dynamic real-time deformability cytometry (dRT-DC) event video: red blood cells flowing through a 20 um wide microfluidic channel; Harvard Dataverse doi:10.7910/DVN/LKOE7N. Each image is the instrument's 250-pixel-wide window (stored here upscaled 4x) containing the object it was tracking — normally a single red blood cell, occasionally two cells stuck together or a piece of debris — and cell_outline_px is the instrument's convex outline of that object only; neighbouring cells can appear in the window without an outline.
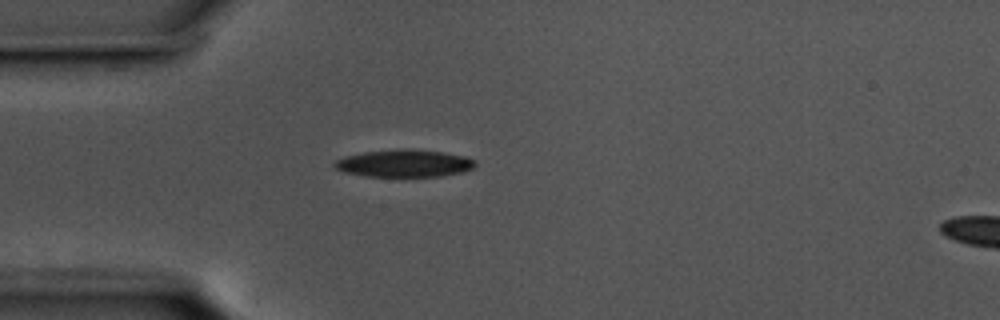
{"species": "common noctule bat (a hibernating species)", "species_latin": "Nyctalus noctula", "temperature_condition": "cold", "stored_images_in_passage": 37, "camera_frame_rate_fps": 3000, "um_per_image_px": 0.085, "animal": {"sex": "male", "body_mass_g": 17.5, "forearm_length_mm": 52.3}, "frame": {"image": 1, "passage_image": 1, "time_ms": 0.0, "image_size_px": [1000, 320], "cell_outline_px": [[476, 164], [472, 168], [460, 172], [440, 176], [364, 176], [344, 172], [336, 168], [332, 164], [336, 160], [344, 156], [364, 152], [412, 148], [444, 152], [464, 156], [476, 160]], "centroid_in_image_um": [34.35, 13.87], "position_along_channel_um": 50.7, "area_um2": 22.37}}
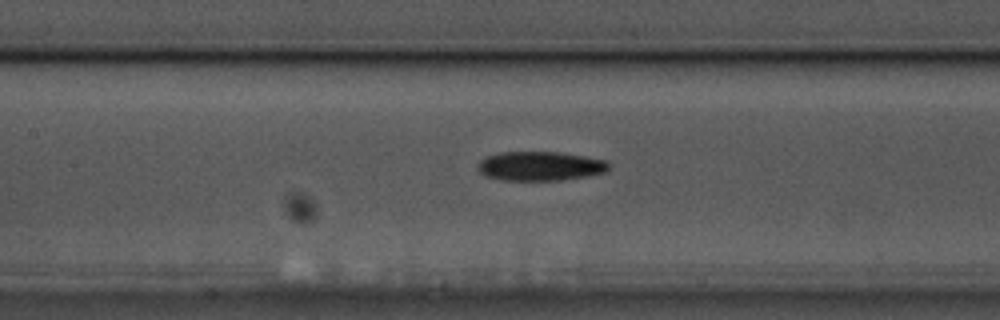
{"frame": {"image": 2, "passage_image": 11, "time_ms": 3.333, "image_size_px": [1000, 320], "cell_outline_px": [[612, 164], [608, 172], [560, 180], [500, 180], [484, 176], [480, 172], [480, 160], [488, 156], [500, 152], [560, 152], [608, 160]], "centroid_in_image_um": [45.98, 14.11], "position_along_channel_um": 161.4, "area_um2": 22.37}}
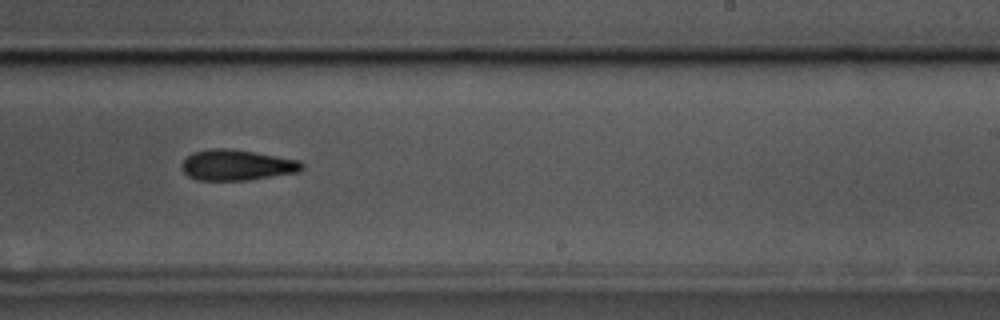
{"frame": {"image": 3, "passage_image": 20, "time_ms": 6.333, "image_size_px": [1000, 320], "cell_outline_px": [[304, 168], [296, 172], [248, 180], [196, 180], [188, 176], [180, 168], [180, 164], [192, 152], [212, 148], [228, 148], [300, 160], [304, 164]], "centroid_in_image_um": [20.09, 14.03], "position_along_channel_um": 268.9, "area_um2": 21.44}, "authors_computed_cell_mechanics": {"area_um2": 21.9062, "velocity_mm_per_s": 3.5969, "shape_relaxation_time_tau1_ms": 4.8404, "shape_relaxation_time_tau2_ms": null, "deformation_change_tau1": 0.1167, "deformation_change_tau2": null}}